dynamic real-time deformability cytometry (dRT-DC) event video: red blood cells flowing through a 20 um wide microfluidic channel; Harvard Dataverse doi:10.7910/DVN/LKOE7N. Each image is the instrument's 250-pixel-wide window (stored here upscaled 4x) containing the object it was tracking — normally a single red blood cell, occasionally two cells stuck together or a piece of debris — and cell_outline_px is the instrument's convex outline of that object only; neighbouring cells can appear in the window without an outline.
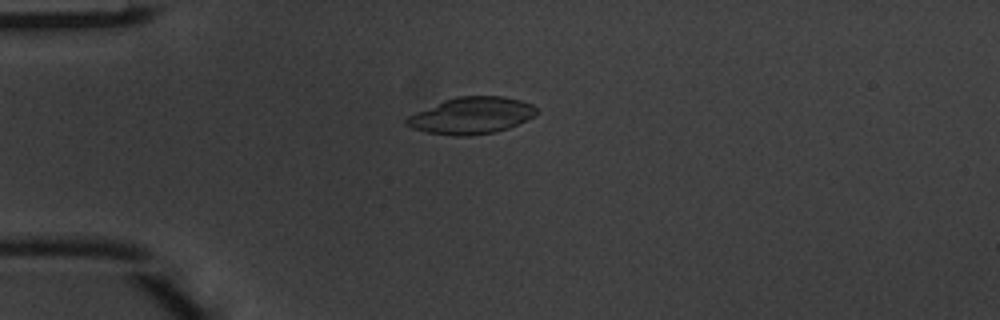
{"species": "common noctule bat (a hibernating species)", "species_latin": "Nyctalus noctula", "temperature_condition": "warm", "stored_images_in_passage": 4, "camera_frame_rate_fps": 3000, "um_per_image_px": 0.085, "animal": {"sex": "male", "body_mass_g": 20.1, "forearm_length_mm": 53.5}, "frame": {"image": 1, "passage_image": 4, "time_ms": 1.0, "image_size_px": [1000, 320], "cell_outline_px": [[540, 112], [536, 116], [508, 128], [496, 132], [468, 136], [452, 136], [424, 132], [412, 128], [404, 124], [404, 120], [408, 116], [416, 112], [444, 100], [456, 96], [504, 96], [520, 100], [532, 104]], "centroid_in_image_um": [40.08, 9.83], "position_along_channel_um": 44.9, "area_um2": 28.09}}